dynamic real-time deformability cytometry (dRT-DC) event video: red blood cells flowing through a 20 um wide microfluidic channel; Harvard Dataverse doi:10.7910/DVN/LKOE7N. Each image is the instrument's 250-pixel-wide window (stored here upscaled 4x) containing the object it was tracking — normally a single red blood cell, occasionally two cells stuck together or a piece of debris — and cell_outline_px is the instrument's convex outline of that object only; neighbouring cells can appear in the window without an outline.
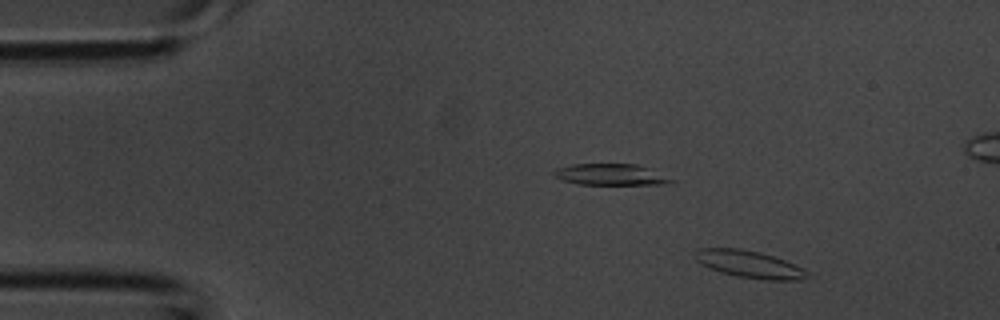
{"species": "common noctule bat (a hibernating species)", "species_latin": "Nyctalus noctula", "temperature_condition": "room temperature", "stored_images_in_passage": 4, "camera_frame_rate_fps": 3000, "um_per_image_px": 0.085, "animal": {"sex": "male", "body_mass_g": 20.1, "forearm_length_mm": 53.5}, "frame": {"image": 1, "passage_image": 2, "time_ms": 0.333, "image_size_px": [1000, 320], "cell_outline_px": [[812, 272], [808, 276], [800, 280], [764, 280], [736, 276], [720, 272], [708, 268], [696, 260], [692, 256], [692, 252], [696, 248], [740, 248], [760, 252], [784, 260], [804, 268]], "centroid_in_image_um": [63.67, 22.46], "position_along_channel_um": 21.3, "area_um2": 18.15}}